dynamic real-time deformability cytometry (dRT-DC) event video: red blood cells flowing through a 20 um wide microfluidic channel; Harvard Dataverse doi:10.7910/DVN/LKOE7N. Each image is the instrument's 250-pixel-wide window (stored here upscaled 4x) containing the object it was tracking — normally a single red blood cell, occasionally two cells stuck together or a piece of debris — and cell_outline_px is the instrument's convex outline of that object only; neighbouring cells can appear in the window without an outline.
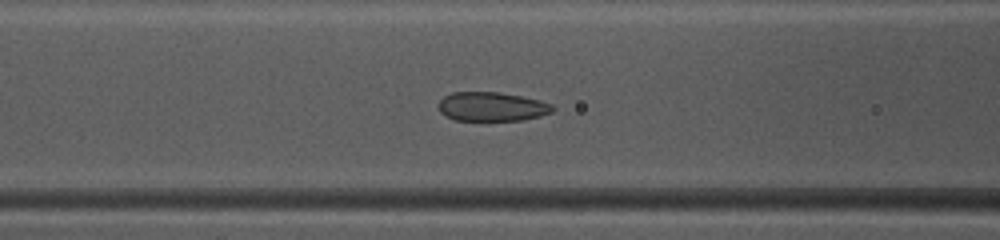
{"species": "common noctule bat (a hibernating species)", "species_latin": "Nyctalus noctula", "temperature_condition": "warm", "stored_images_in_passage": 37, "camera_frame_rate_fps": 3000, "um_per_image_px": 0.085, "animal": {"sex": "female", "body_mass_g": 10.0, "forearm_length_mm": 53.1}, "frame": {"image": 1, "passage_image": 9, "time_ms": 2.667, "image_size_px": [1000, 240], "cell_outline_px": [[556, 108], [552, 112], [540, 116], [524, 120], [456, 120], [440, 112], [440, 100], [444, 96], [452, 92], [500, 92], [520, 96], [552, 104]], "centroid_in_image_um": [41.83, 9.06], "position_along_channel_um": 124.8, "area_um2": 19.13}}
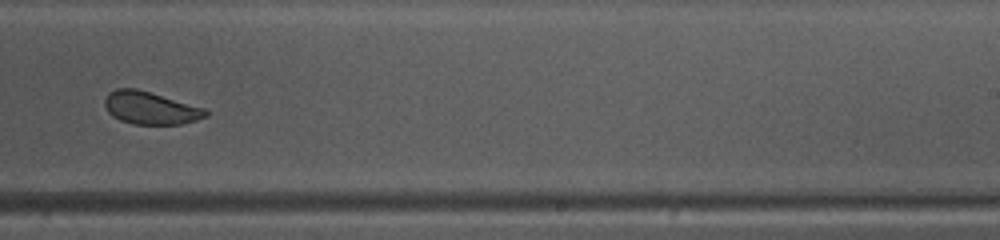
{"frame": {"image": 2, "passage_image": 20, "time_ms": 6.333, "image_size_px": [1000, 240], "cell_outline_px": [[208, 116], [196, 120], [180, 124], [132, 124], [120, 120], [112, 116], [108, 112], [104, 104], [104, 100], [108, 92], [116, 88], [136, 88], [204, 108], [208, 112]], "centroid_in_image_um": [12.75, 9.18], "position_along_channel_um": 276.3, "area_um2": 19.13}}
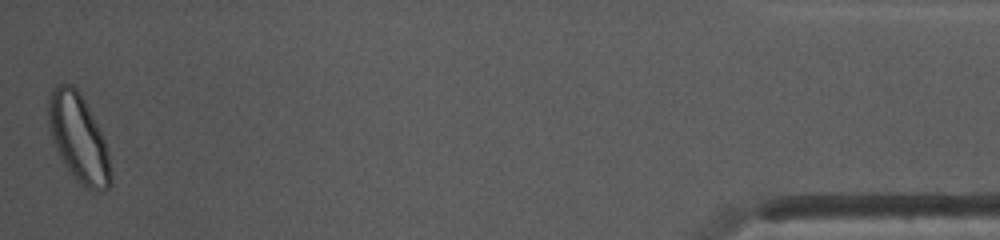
{"frame": {"image": 3, "passage_image": 37, "time_ms": 12.0, "image_size_px": [1000, 240], "cell_outline_px": [[112, 184], [108, 188], [100, 192], [96, 192], [88, 188], [76, 180], [68, 172], [56, 148], [48, 124], [48, 96], [52, 88], [56, 84], [72, 84], [76, 88], [84, 100], [104, 140], [108, 152], [112, 172]], "centroid_in_image_um": [6.67, 11.77], "position_along_channel_um": 428.5, "area_um2": 31.73}, "authors_computed_cell_mechanics": {"area_um2": 20.6346, "velocity_mm_per_s": 4.1341, "shape_relaxation_time_tau1_ms": 3.2237, "shape_relaxation_time_tau2_ms": 1.078, "deformation_change_tau1": 0.0924, "deformation_change_tau2": 0.0523}}